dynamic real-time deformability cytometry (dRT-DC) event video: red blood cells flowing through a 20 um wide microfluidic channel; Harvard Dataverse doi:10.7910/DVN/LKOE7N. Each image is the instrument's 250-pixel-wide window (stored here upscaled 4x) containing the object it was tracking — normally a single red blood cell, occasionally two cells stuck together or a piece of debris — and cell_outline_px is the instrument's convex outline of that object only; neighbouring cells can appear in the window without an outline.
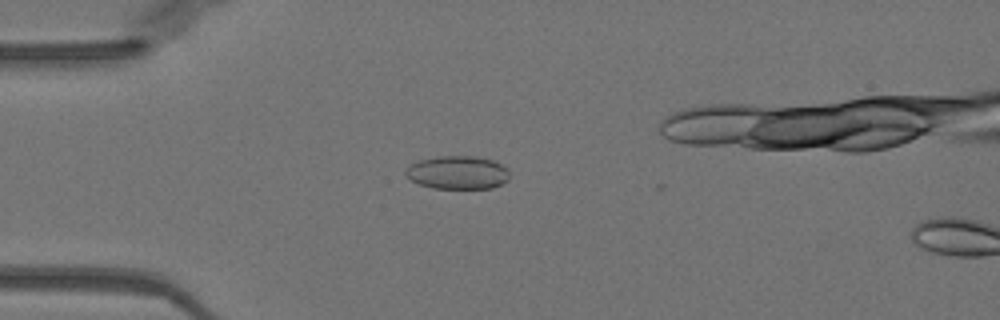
{"species": "Egyptian fruit bat (a non-hibernating species)", "species_latin": "Rousettus aegyptiacus", "temperature_condition": "warm", "stored_images_in_passage": 9, "camera_frame_rate_fps": 3000, "um_per_image_px": 0.085, "animal": {"sex": "female"}, "frame": {"image": 1, "passage_image": 7, "time_ms": 2.0, "image_size_px": [1000, 320], "cell_outline_px": [[508, 180], [492, 188], [432, 188], [420, 184], [412, 180], [404, 172], [412, 164], [420, 160], [436, 156], [476, 156], [492, 160], [500, 164], [508, 172]], "centroid_in_image_um": [38.9, 14.66], "position_along_channel_um": 46.1, "area_um2": 19.83}}